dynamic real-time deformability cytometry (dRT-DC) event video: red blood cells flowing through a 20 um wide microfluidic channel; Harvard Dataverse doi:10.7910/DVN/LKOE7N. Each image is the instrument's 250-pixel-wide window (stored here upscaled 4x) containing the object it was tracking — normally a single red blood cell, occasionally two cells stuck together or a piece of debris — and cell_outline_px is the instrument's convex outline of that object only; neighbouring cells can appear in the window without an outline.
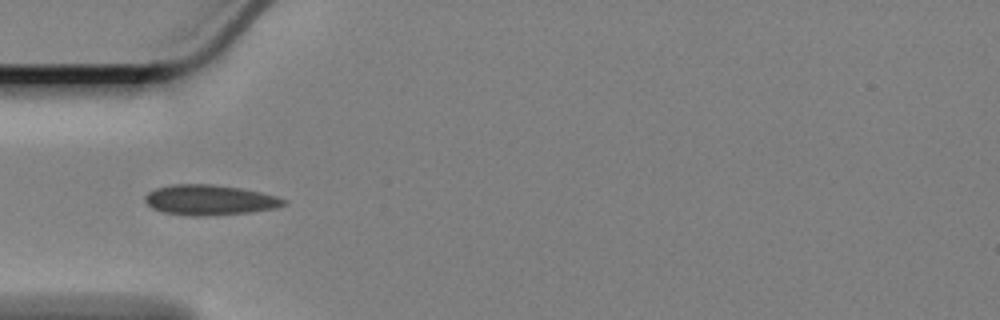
{"species": "Egyptian fruit bat (a non-hibernating species)", "species_latin": "Rousettus aegyptiacus", "temperature_condition": "cold", "stored_images_in_passage": 13, "camera_frame_rate_fps": 3000, "um_per_image_px": 0.085, "animal": {"sex": "female"}, "frame": {"image": 1, "passage_image": 3, "time_ms": 0.667, "image_size_px": [1000, 320], "cell_outline_px": [[288, 200], [284, 204], [276, 208], [248, 212], [208, 216], [192, 216], [164, 212], [152, 208], [144, 200], [144, 196], [148, 192], [156, 188], [172, 184], [208, 184], [240, 188], [260, 192], [276, 196]], "centroid_in_image_um": [17.8, 17.0], "position_along_channel_um": 67.2, "area_um2": 24.33}}
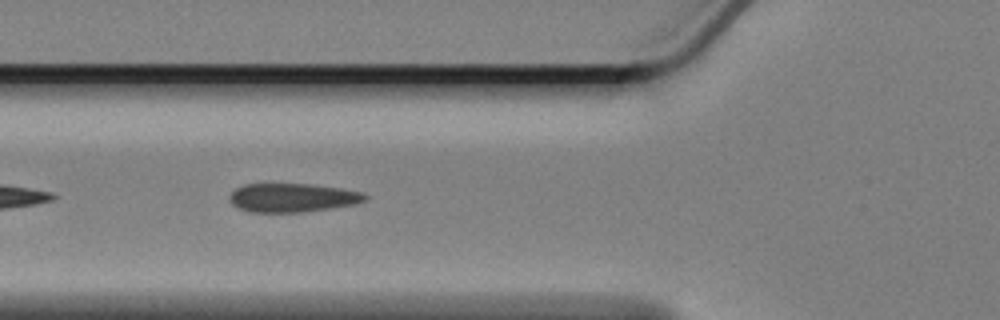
{"frame": {"image": 2, "passage_image": 6, "time_ms": 1.667, "image_size_px": [1000, 320], "cell_outline_px": [[368, 196], [364, 200], [352, 204], [332, 208], [300, 212], [252, 212], [236, 208], [228, 200], [228, 196], [236, 188], [244, 184], [312, 184], [340, 188], [360, 192]], "centroid_in_image_um": [24.78, 16.8], "position_along_channel_um": 101.0, "area_um2": 22.6}}